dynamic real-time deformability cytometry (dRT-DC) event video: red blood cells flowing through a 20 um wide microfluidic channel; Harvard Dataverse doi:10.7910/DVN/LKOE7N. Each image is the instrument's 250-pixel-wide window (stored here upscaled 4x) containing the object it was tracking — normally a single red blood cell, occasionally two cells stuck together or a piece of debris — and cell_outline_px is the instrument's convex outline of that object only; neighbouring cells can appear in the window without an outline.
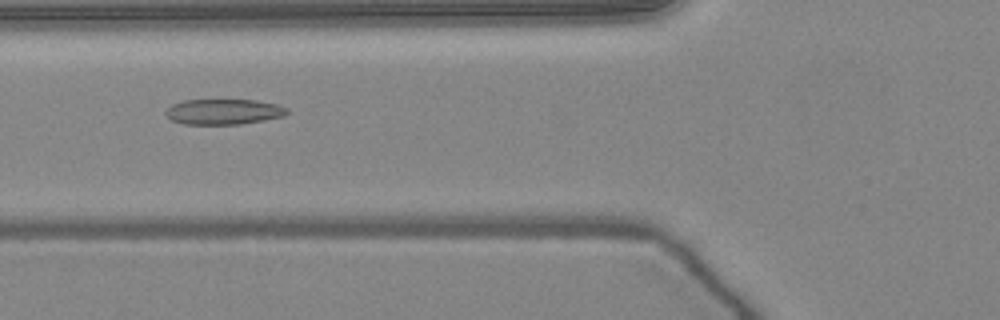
{"species": "common noctule bat (a hibernating species)", "species_latin": "Nyctalus noctula", "temperature_condition": "warm", "stored_images_in_passage": 51, "camera_frame_rate_fps": 3000, "um_per_image_px": 0.085, "animal": {"sex": "female", "body_mass_g": 24.6, "forearm_length_mm": 56.2}, "frame": {"image": 1, "passage_image": 19, "time_ms": 6.0, "image_size_px": [1000, 320], "cell_outline_px": [[288, 112], [284, 116], [264, 120], [240, 124], [184, 124], [172, 120], [164, 112], [172, 104], [184, 100], [256, 100], [276, 104], [288, 108]], "centroid_in_image_um": [19.02, 9.49], "position_along_channel_um": 106.8, "area_um2": 17.92}}
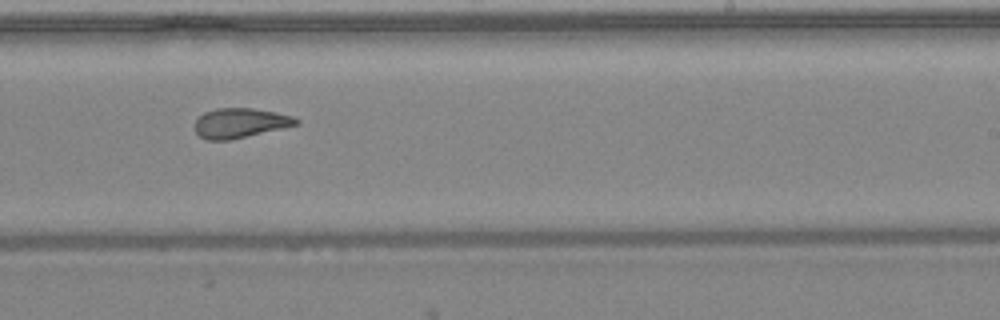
{"frame": {"image": 2, "passage_image": 31, "time_ms": 10.0, "image_size_px": [1000, 320], "cell_outline_px": [[300, 124], [228, 140], [208, 140], [200, 136], [196, 132], [196, 120], [204, 112], [216, 108], [252, 108], [276, 112], [292, 116], [300, 120]], "centroid_in_image_um": [20.43, 10.44], "position_along_channel_um": 268.6, "area_um2": 17.34}}
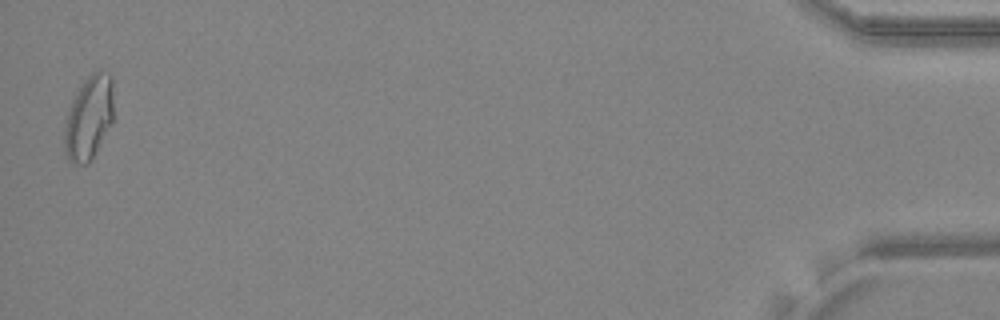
{"frame": {"image": 3, "passage_image": 50, "time_ms": 16.333, "image_size_px": [1000, 320], "cell_outline_px": [[112, 124], [88, 164], [72, 164], [64, 152], [64, 128], [68, 112], [72, 100], [76, 92], [88, 76], [92, 72], [108, 72], [112, 76]], "centroid_in_image_um": [7.54, 10.03], "position_along_channel_um": 427.7, "area_um2": 23.87}, "authors_computed_cell_mechanics": {"area_um2": 19.7676, "velocity_mm_per_s": 4.0342, "shape_relaxation_time_tau1_ms": null, "shape_relaxation_time_tau2_ms": 2.1592, "deformation_change_tau1": null, "deformation_change_tau2": 0.0865}}